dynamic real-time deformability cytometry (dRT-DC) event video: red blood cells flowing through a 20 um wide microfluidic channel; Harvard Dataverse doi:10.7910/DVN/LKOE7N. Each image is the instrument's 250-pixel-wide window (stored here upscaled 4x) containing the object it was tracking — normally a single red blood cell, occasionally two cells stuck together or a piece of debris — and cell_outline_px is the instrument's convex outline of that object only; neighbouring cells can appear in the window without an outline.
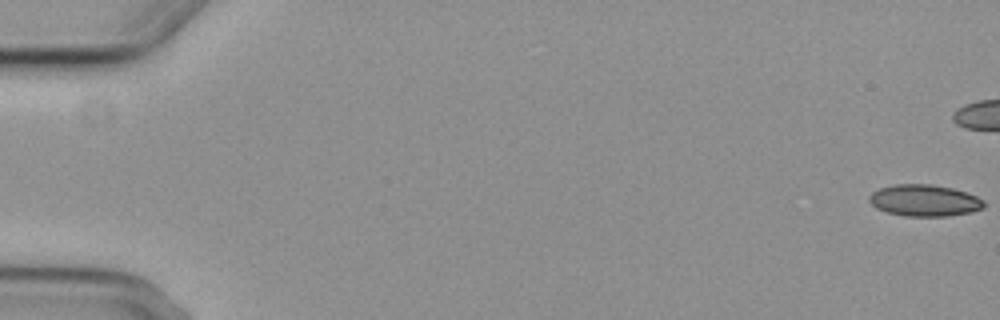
{"species": "common noctule bat (a hibernating species)", "species_latin": "Nyctalus noctula", "temperature_condition": "cold", "stored_images_in_passage": 7, "camera_frame_rate_fps": 3000, "um_per_image_px": 0.085, "animal": {"sex": "female", "body_mass_g": 29.2, "forearm_length_mm": 56.3}, "frame": {"image": 1, "passage_image": 1, "time_ms": 0.0, "image_size_px": [1000, 320], "cell_outline_px": [[984, 208], [972, 212], [948, 216], [904, 216], [888, 212], [876, 208], [868, 200], [868, 196], [872, 192], [880, 188], [896, 184], [932, 184], [952, 188], [976, 196], [984, 200]], "centroid_in_image_um": [78.57, 17.04], "position_along_channel_um": 6.4, "area_um2": 21.15}}
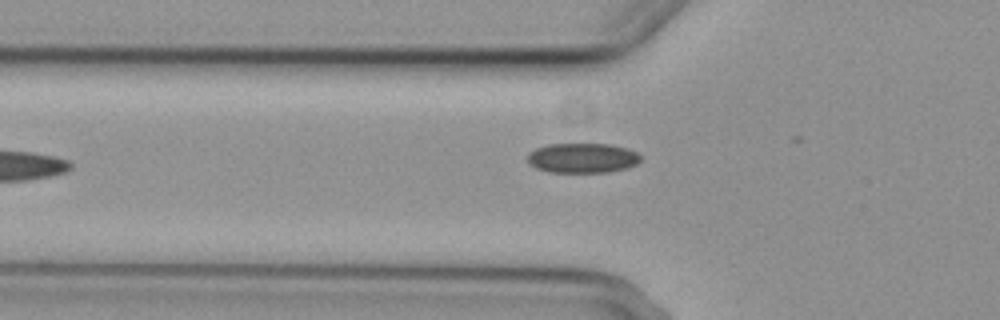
{"frame": {"image": 2, "passage_image": 6, "time_ms": 7.667, "image_size_px": [1000, 320], "cell_outline_px": [[640, 160], [636, 164], [628, 168], [608, 172], [548, 172], [536, 168], [528, 164], [528, 152], [536, 148], [548, 144], [608, 144], [628, 148], [636, 152], [640, 156]], "centroid_in_image_um": [49.49, 13.43], "position_along_channel_um": 76.3, "area_um2": 19.77}}
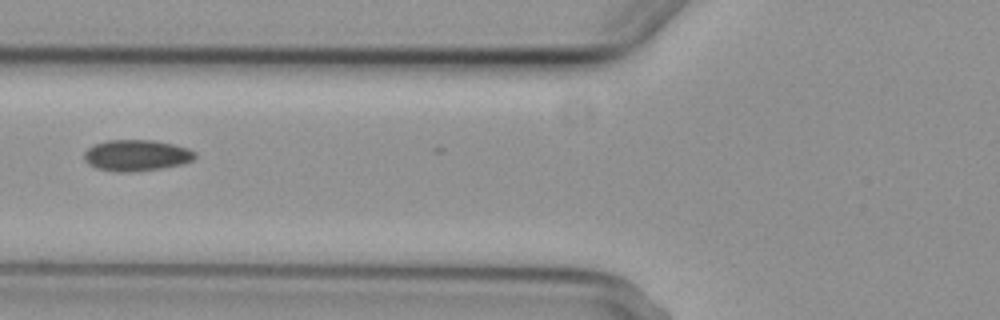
{"frame": {"image": 3, "passage_image": 7, "time_ms": 8.667, "image_size_px": [1000, 320], "cell_outline_px": [[196, 156], [192, 160], [180, 164], [160, 168], [128, 172], [116, 172], [96, 168], [88, 164], [84, 160], [84, 152], [92, 144], [108, 140], [156, 140], [188, 148], [196, 152]], "centroid_in_image_um": [11.56, 13.19], "position_along_channel_um": 114.2, "area_um2": 20.17}}